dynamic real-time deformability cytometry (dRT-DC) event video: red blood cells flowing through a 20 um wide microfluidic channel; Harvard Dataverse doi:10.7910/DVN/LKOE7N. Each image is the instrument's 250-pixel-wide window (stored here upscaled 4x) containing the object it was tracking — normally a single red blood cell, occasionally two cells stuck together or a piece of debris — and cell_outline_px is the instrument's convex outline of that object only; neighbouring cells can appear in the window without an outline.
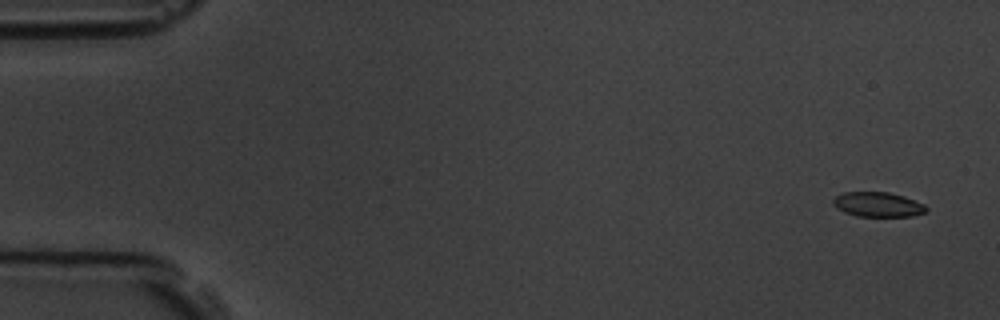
{"species": "common noctule bat (a hibernating species)", "species_latin": "Nyctalus noctula", "temperature_condition": "room temperature", "stored_images_in_passage": 15, "camera_frame_rate_fps": 3000, "um_per_image_px": 0.085, "animal": {"sex": "male", "body_mass_g": 19.5, "forearm_length_mm": 54.6}, "frame": {"image": 1, "passage_image": 1, "time_ms": 0.0, "image_size_px": [1000, 320], "cell_outline_px": [[928, 208], [924, 212], [912, 216], [856, 216], [844, 212], [832, 204], [832, 200], [836, 196], [844, 192], [888, 192], [904, 196], [924, 204]], "centroid_in_image_um": [74.6, 17.38], "position_along_channel_um": 10.4, "area_um2": 13.35}}
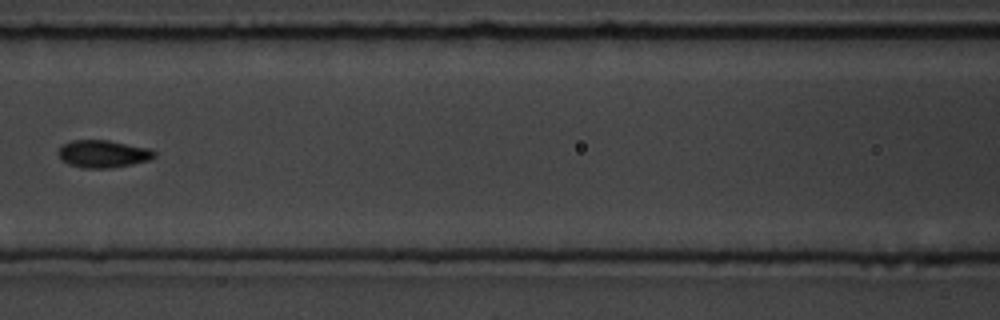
{"frame": {"image": 2, "passage_image": 7, "time_ms": 7.667, "image_size_px": [1000, 320], "cell_outline_px": [[156, 156], [148, 160], [132, 164], [112, 168], [84, 168], [68, 164], [56, 152], [64, 144], [72, 140], [108, 140], [152, 148], [156, 152]], "centroid_in_image_um": [8.8, 13.07], "position_along_channel_um": 157.8, "area_um2": 15.43}}
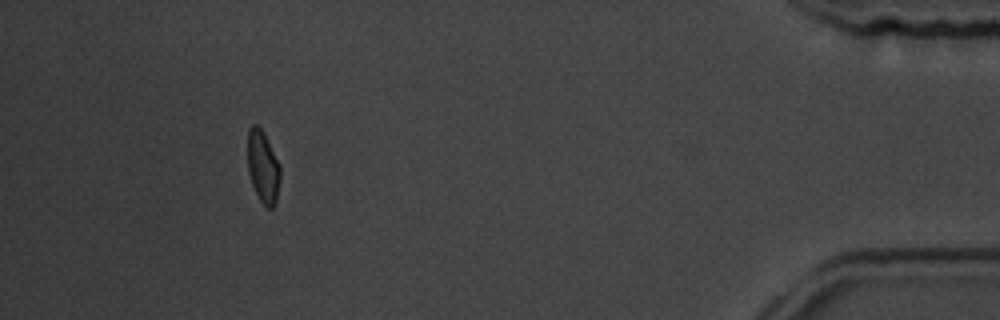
{"frame": {"image": 3, "passage_image": 14, "time_ms": 16.333, "image_size_px": [1000, 320], "cell_outline_px": [[280, 180], [276, 204], [272, 208], [268, 208], [260, 200], [252, 184], [248, 172], [248, 128], [252, 124], [256, 124], [264, 132], [280, 164]], "centroid_in_image_um": [22.36, 14.17], "position_along_channel_um": 412.8, "area_um2": 13.81}, "authors_computed_cell_mechanics": {"area_um2": 14.6234, "velocity_mm_per_s": 3.6682, "shape_relaxation_time_tau1_ms": 4.4246, "shape_relaxation_time_tau2_ms": null, "deformation_change_tau1": 0.0975, "deformation_change_tau2": null}}